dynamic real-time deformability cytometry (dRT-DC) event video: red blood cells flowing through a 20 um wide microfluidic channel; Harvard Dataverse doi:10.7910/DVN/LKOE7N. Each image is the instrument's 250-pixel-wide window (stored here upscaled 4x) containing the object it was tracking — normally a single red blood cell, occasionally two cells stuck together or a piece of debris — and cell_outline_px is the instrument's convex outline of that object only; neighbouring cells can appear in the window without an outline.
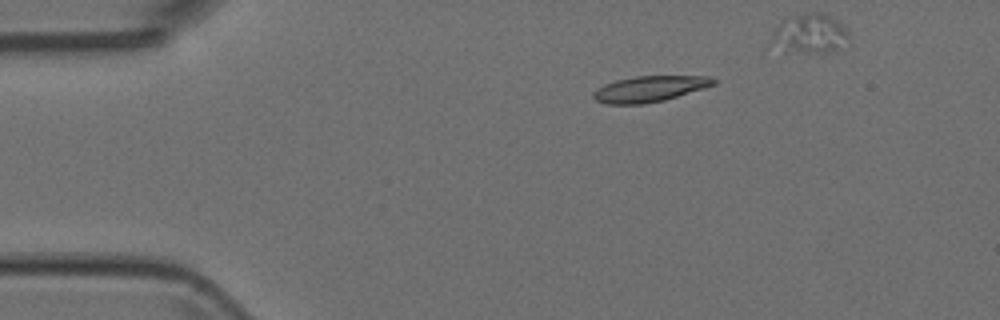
{"species": "Egyptian fruit bat (a non-hibernating species)", "species_latin": "Rousettus aegyptiacus", "temperature_condition": "room temperature", "stored_images_in_passage": 8, "camera_frame_rate_fps": 3000, "um_per_image_px": 0.085, "animal": {"sex": "female"}, "frame": {"image": 1, "passage_image": 3, "time_ms": 0.667, "image_size_px": [1000, 320], "cell_outline_px": [[716, 84], [704, 88], [664, 100], [644, 104], [604, 104], [596, 100], [592, 96], [592, 92], [596, 88], [604, 84], [616, 80], [636, 76], [708, 76], [716, 80]], "centroid_in_image_um": [55.17, 7.56], "position_along_channel_um": 29.8, "area_um2": 18.15}}
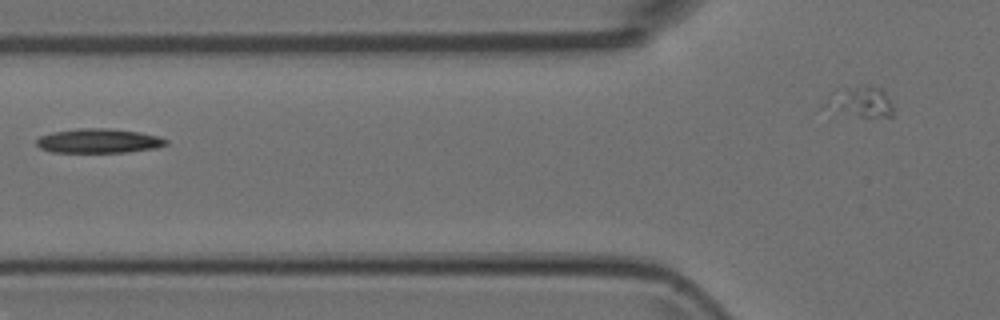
{"frame": {"image": 2, "passage_image": 6, "time_ms": 1.667, "image_size_px": [1000, 320], "cell_outline_px": [[168, 144], [156, 148], [124, 152], [52, 152], [40, 148], [36, 144], [36, 140], [40, 136], [52, 132], [76, 128], [108, 128], [140, 132], [156, 136], [168, 140]], "centroid_in_image_um": [8.37, 11.97], "position_along_channel_um": 117.4, "area_um2": 18.38}}
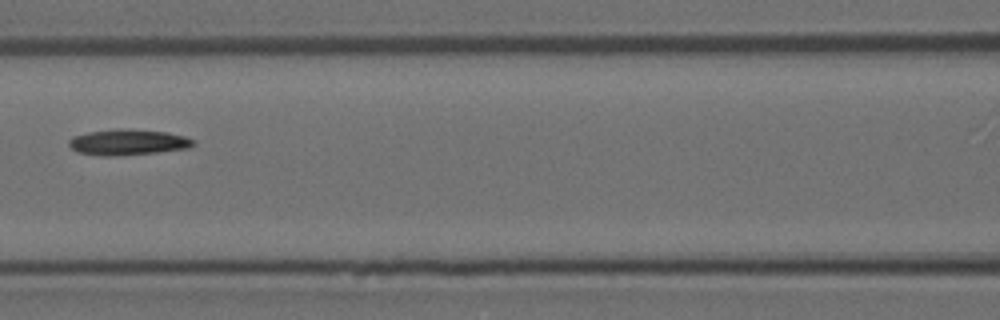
{"frame": {"image": 3, "passage_image": 7, "time_ms": 2.0, "image_size_px": [1000, 320], "cell_outline_px": [[196, 144], [188, 148], [156, 152], [112, 156], [108, 156], [80, 152], [72, 148], [68, 144], [68, 140], [72, 136], [88, 132], [116, 128], [120, 128], [168, 132], [184, 136], [196, 140]], "centroid_in_image_um": [10.9, 12.07], "position_along_channel_um": 155.7, "area_um2": 18.61}}